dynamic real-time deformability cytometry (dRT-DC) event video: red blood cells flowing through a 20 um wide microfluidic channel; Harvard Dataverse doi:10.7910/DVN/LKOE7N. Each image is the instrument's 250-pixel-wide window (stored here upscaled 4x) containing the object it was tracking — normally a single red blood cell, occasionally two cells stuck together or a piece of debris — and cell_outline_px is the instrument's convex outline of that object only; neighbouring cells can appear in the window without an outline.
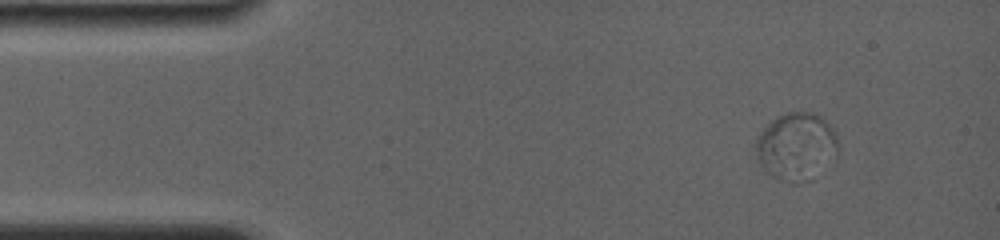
{"species": "common noctule bat (a hibernating species)", "species_latin": "Nyctalus noctula", "temperature_condition": "room temperature", "stored_images_in_passage": 15, "camera_frame_rate_fps": 4000, "um_per_image_px": 0.085, "animal": {"sex": "female", "body_mass_g": 19.0, "forearm_length_mm": 56.7}, "frame": {"image": 1, "passage_image": 5, "time_ms": 1.5, "image_size_px": [1000, 240], "cell_outline_px": [[836, 160], [812, 180], [800, 184], [792, 184], [780, 180], [772, 176], [760, 164], [756, 156], [752, 144], [756, 136], [776, 116], [788, 112], [808, 112], [820, 116], [836, 132]], "centroid_in_image_um": [67.67, 12.49], "position_along_channel_um": 17.3, "area_um2": 33.12}}
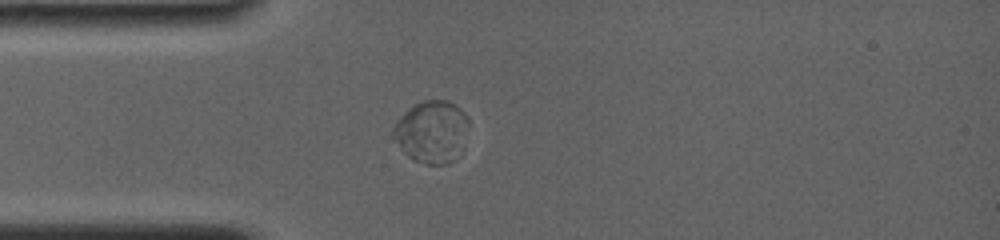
{"frame": {"image": 2, "passage_image": 13, "time_ms": 4.25, "image_size_px": [1000, 240], "cell_outline_px": [[468, 124], [464, 148], [460, 156], [448, 164], [424, 164], [412, 160], [404, 152], [392, 136], [392, 128], [396, 120], [408, 108], [424, 100], [448, 100], [456, 104], [464, 112], [468, 120]], "centroid_in_image_um": [36.72, 11.21], "position_along_channel_um": 48.3, "area_um2": 27.86}}
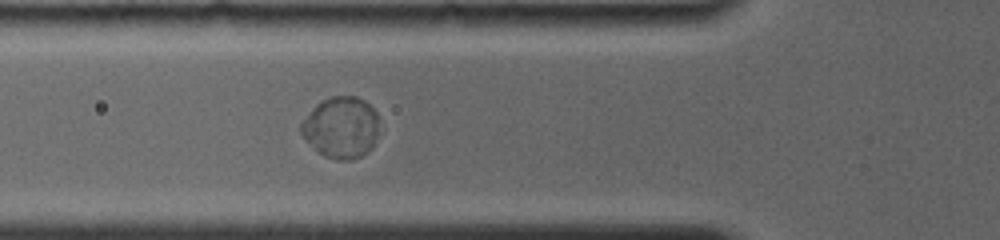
{"frame": {"image": 3, "passage_image": 15, "time_ms": 5.75, "image_size_px": [1000, 240], "cell_outline_px": [[376, 136], [372, 148], [368, 152], [352, 160], [336, 160], [324, 156], [300, 132], [300, 124], [312, 108], [320, 100], [332, 96], [356, 96], [364, 100], [376, 112]], "centroid_in_image_um": [28.98, 10.82], "position_along_channel_um": 96.8, "area_um2": 27.57}}